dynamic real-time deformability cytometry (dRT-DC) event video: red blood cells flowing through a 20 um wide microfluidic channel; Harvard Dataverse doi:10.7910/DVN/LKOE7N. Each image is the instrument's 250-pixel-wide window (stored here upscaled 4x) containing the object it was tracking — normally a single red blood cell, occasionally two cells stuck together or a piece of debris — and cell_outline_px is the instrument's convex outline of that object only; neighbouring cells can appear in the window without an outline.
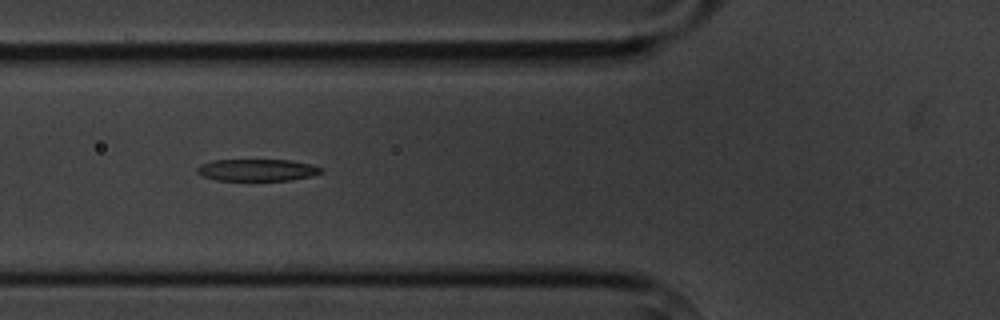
{"species": "common noctule bat (a hibernating species)", "species_latin": "Nyctalus noctula", "temperature_condition": "cold", "stored_images_in_passage": 7, "camera_frame_rate_fps": 3000, "um_per_image_px": 0.085, "animal": {"sex": "male", "body_mass_g": 20.1, "forearm_length_mm": 53.5}, "frame": {"image": 1, "passage_image": 6, "time_ms": 7.0, "image_size_px": [1000, 320], "cell_outline_px": [[324, 172], [312, 176], [288, 180], [216, 180], [204, 176], [196, 172], [196, 168], [200, 164], [212, 160], [292, 160], [312, 164], [324, 168]], "centroid_in_image_um": [21.89, 14.44], "position_along_channel_um": 103.9, "area_um2": 15.95}}
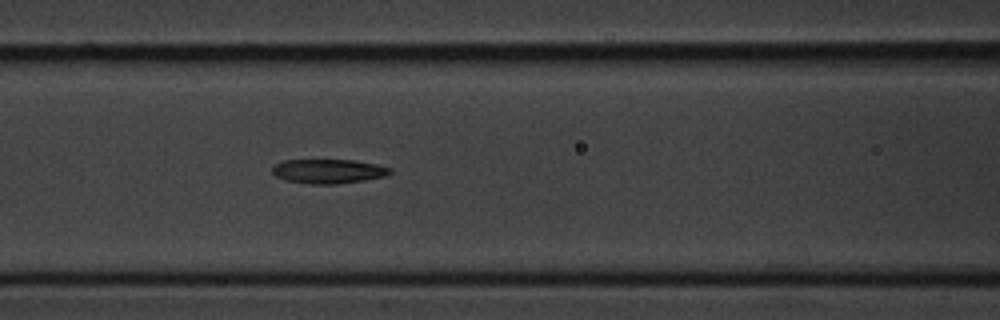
{"frame": {"image": 2, "passage_image": 7, "time_ms": 8.0, "image_size_px": [1000, 320], "cell_outline_px": [[392, 172], [384, 176], [364, 180], [336, 184], [312, 184], [288, 180], [276, 176], [272, 172], [272, 168], [276, 164], [284, 160], [356, 160], [376, 164], [392, 168]], "centroid_in_image_um": [27.94, 14.55], "position_along_channel_um": 138.7, "area_um2": 16.53}}